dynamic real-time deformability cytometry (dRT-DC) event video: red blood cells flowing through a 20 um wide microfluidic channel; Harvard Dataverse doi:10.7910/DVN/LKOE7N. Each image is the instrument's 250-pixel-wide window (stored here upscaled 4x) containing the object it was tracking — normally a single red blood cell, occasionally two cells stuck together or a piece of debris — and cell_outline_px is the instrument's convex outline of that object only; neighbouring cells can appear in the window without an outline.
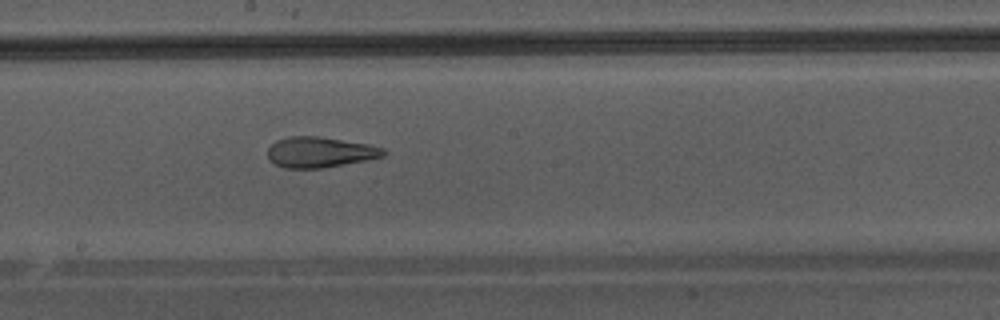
{"species": "Egyptian fruit bat (a non-hibernating species)", "species_latin": "Rousettus aegyptiacus", "temperature_condition": "warm", "stored_images_in_passage": 48, "camera_frame_rate_fps": 3000, "um_per_image_px": 0.085, "animal": {"sex": "male"}, "frame": {"image": 1, "passage_image": 28, "time_ms": 9.0, "image_size_px": [1000, 320], "cell_outline_px": [[388, 152], [384, 156], [368, 160], [320, 168], [284, 168], [268, 160], [268, 148], [276, 140], [288, 136], [316, 136], [368, 144], [384, 148]], "centroid_in_image_um": [27.19, 12.93], "position_along_channel_um": 221.0, "area_um2": 20.63}}